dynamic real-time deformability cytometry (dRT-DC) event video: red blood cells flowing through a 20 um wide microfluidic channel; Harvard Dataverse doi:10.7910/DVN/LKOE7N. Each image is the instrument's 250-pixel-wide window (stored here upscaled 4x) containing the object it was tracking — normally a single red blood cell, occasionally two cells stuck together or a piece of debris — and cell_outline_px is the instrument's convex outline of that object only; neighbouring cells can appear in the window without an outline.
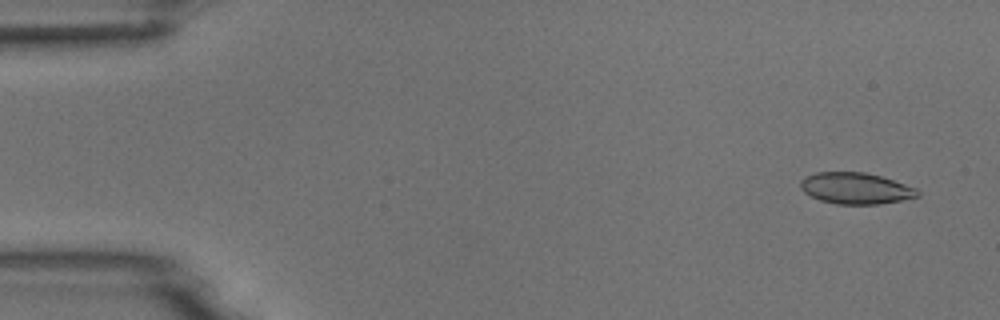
{"species": "common noctule bat (a hibernating species)", "species_latin": "Nyctalus noctula", "temperature_condition": "room temperature", "stored_images_in_passage": 53, "camera_frame_rate_fps": 3000, "um_per_image_px": 0.085, "animal": {"sex": "male", "body_mass_g": 18.8}, "frame": {"image": 1, "passage_image": 3, "time_ms": 0.667, "image_size_px": [1000, 320], "cell_outline_px": [[920, 196], [880, 204], [836, 204], [820, 200], [804, 192], [800, 188], [800, 180], [804, 176], [816, 172], [864, 172], [880, 176], [916, 188], [920, 192]], "centroid_in_image_um": [72.7, 16.0], "position_along_channel_um": 12.3, "area_um2": 21.33}}
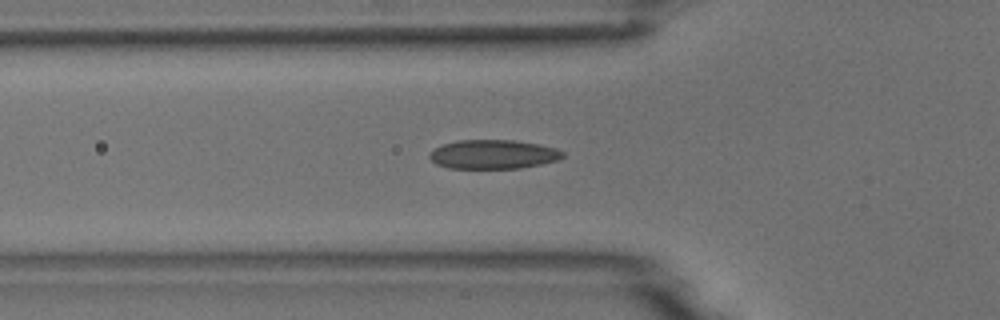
{"frame": {"image": 2, "passage_image": 18, "time_ms": 5.667, "image_size_px": [1000, 320], "cell_outline_px": [[564, 156], [560, 160], [520, 168], [448, 168], [436, 164], [428, 156], [436, 148], [444, 144], [456, 140], [516, 140], [540, 144], [556, 148], [564, 152]], "centroid_in_image_um": [41.97, 13.11], "position_along_channel_um": 83.8, "area_um2": 22.6}}
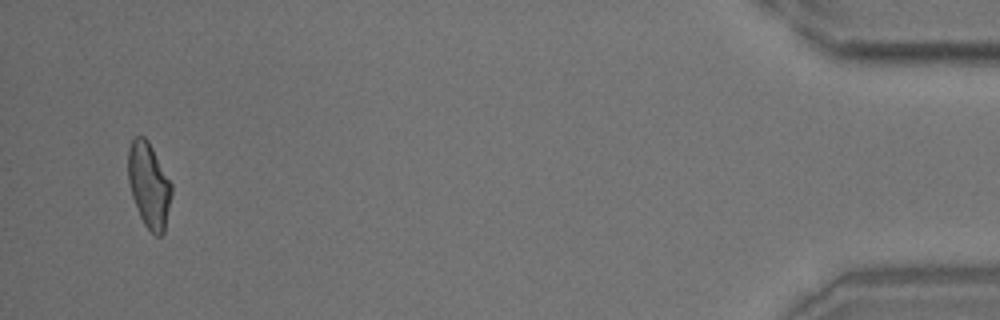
{"frame": {"image": 3, "passage_image": 51, "time_ms": 16.667, "image_size_px": [1000, 320], "cell_outline_px": [[172, 192], [164, 232], [160, 236], [156, 236], [144, 224], [140, 216], [132, 196], [128, 180], [128, 148], [132, 140], [136, 136], [144, 136], [148, 140], [172, 184]], "centroid_in_image_um": [12.65, 15.72], "position_along_channel_um": 422.5, "area_um2": 21.39}}